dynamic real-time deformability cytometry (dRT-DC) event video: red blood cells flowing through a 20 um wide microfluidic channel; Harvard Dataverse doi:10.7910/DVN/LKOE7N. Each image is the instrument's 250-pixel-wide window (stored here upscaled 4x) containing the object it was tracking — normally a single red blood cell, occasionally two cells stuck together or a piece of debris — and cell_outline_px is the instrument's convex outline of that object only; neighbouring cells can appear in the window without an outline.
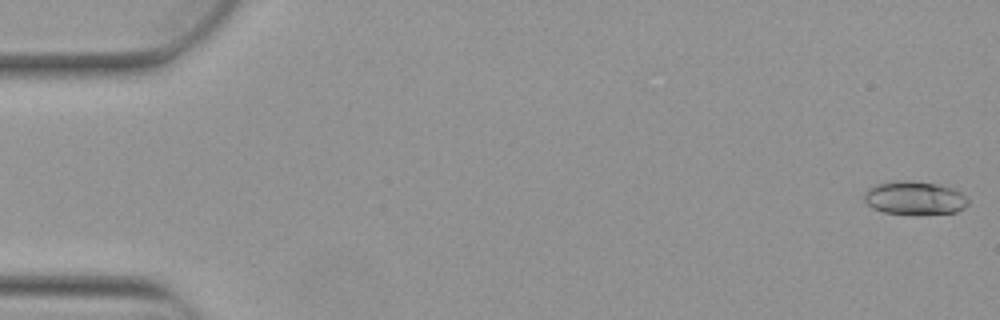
{"species": "Egyptian fruit bat (a non-hibernating species)", "species_latin": "Rousettus aegyptiacus", "temperature_condition": "warm", "stored_images_in_passage": 3, "camera_frame_rate_fps": 3000, "um_per_image_px": 0.085, "animal": {"sex": "female"}, "frame": {"image": 1, "passage_image": 1, "time_ms": 0.0, "image_size_px": [1000, 320], "cell_outline_px": [[968, 204], [964, 208], [956, 212], [912, 216], [884, 212], [872, 208], [864, 200], [864, 192], [868, 188], [876, 184], [892, 180], [912, 180], [940, 184], [952, 188], [960, 192], [968, 200]], "centroid_in_image_um": [77.72, 16.84], "position_along_channel_um": 7.3, "area_um2": 20.87}}